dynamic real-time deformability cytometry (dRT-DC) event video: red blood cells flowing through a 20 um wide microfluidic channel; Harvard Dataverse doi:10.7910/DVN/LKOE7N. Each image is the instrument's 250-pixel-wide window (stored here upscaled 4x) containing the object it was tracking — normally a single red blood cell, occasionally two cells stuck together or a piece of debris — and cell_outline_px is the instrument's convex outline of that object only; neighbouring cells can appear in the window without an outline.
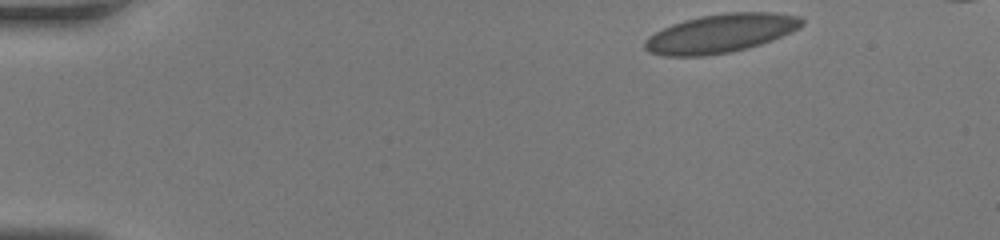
{"species": "human", "species_latin": "Homo sapiens", "temperature_condition": "room temperature", "stored_images_in_passage": 41, "camera_frame_rate_fps": 3000, "um_per_image_px": 0.085, "donor": {"sex": "female"}, "frame": {"image": 1, "passage_image": 1, "time_ms": 0.0, "image_size_px": [1000, 240], "cell_outline_px": [[804, 24], [800, 28], [792, 32], [772, 40], [748, 48], [732, 52], [704, 56], [664, 56], [648, 52], [644, 48], [644, 40], [648, 36], [672, 24], [684, 20], [700, 16], [724, 12], [772, 12], [800, 16], [804, 20]], "centroid_in_image_um": [61.27, 2.83], "position_along_channel_um": 23.7, "area_um2": 35.66}}
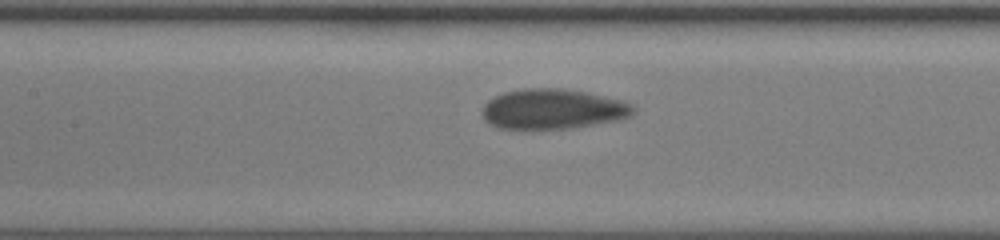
{"frame": {"image": 2, "passage_image": 18, "time_ms": 5.667, "image_size_px": [1000, 240], "cell_outline_px": [[636, 112], [632, 116], [620, 120], [572, 128], [524, 132], [496, 128], [488, 124], [484, 120], [484, 104], [488, 100], [504, 92], [524, 88], [564, 88], [604, 96], [620, 100], [632, 104], [636, 108]], "centroid_in_image_um": [46.97, 9.32], "position_along_channel_um": 160.4, "area_um2": 36.41}}
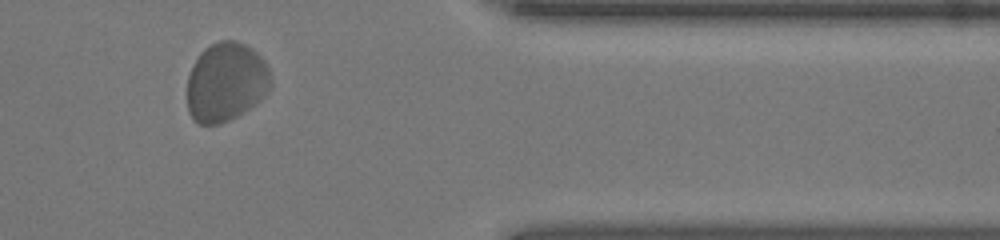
{"frame": {"image": 3, "passage_image": 35, "time_ms": 11.333, "image_size_px": [1000, 240], "cell_outline_px": [[272, 84], [268, 92], [248, 108], [236, 116], [220, 124], [196, 124], [192, 120], [188, 112], [188, 76], [192, 64], [200, 52], [204, 48], [220, 40], [236, 40], [252, 48], [264, 60], [268, 68], [272, 80]], "centroid_in_image_um": [19.19, 6.96], "position_along_channel_um": 392.2, "area_um2": 38.67}}